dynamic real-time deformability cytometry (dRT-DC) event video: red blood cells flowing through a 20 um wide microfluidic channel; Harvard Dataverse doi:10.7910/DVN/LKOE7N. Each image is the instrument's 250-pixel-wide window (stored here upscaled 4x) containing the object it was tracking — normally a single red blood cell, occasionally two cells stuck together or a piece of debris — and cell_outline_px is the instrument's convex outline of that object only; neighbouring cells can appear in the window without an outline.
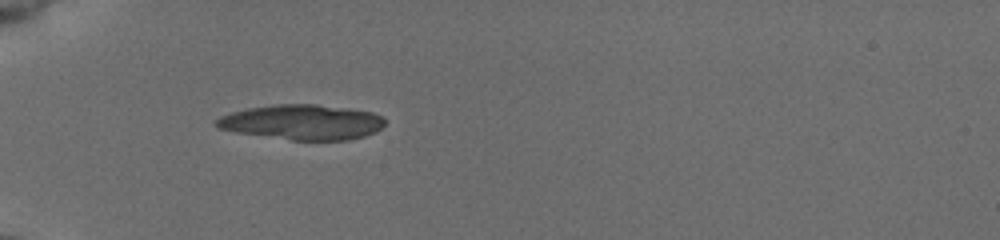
{"species": "common noctule bat (a hibernating species)", "species_latin": "Nyctalus noctula", "temperature_condition": "cold", "stored_images_in_passage": 36, "camera_frame_rate_fps": 3000, "um_per_image_px": 0.085, "animal": {"sex": "female", "body_mass_g": 19.5, "forearm_length_mm": 54.1}, "frame": {"image": 1, "passage_image": 1, "time_ms": 0.0, "image_size_px": [1000, 240], "cell_outline_px": [[384, 124], [376, 132], [364, 136], [348, 140], [292, 140], [236, 132], [216, 128], [216, 120], [220, 116], [232, 112], [248, 108], [276, 104], [316, 104], [372, 112], [380, 116], [384, 120]], "centroid_in_image_um": [25.67, 10.39], "position_along_channel_um": 59.3, "area_um2": 34.22}}